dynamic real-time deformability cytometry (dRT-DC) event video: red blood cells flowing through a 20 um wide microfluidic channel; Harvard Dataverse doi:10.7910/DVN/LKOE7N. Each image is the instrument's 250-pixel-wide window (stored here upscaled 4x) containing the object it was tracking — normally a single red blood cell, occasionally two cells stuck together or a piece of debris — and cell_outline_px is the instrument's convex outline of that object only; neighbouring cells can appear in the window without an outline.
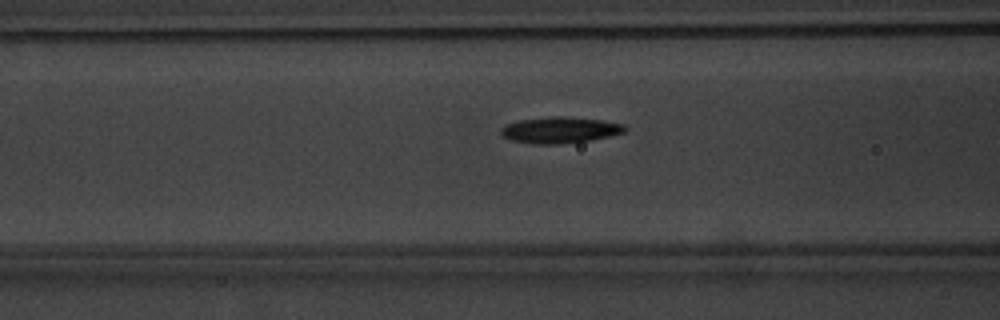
{"species": "common noctule bat (a hibernating species)", "species_latin": "Nyctalus noctula", "temperature_condition": "warm", "stored_images_in_passage": 56, "camera_frame_rate_fps": 3000, "um_per_image_px": 0.085, "animal": {"sex": "male", "body_mass_g": 20.1, "forearm_length_mm": 53.5}, "frame": {"image": 1, "passage_image": 24, "time_ms": 7.667, "image_size_px": [1000, 320], "cell_outline_px": [[628, 128], [624, 132], [592, 140], [560, 144], [532, 144], [512, 140], [504, 136], [500, 132], [500, 128], [504, 124], [520, 120], [552, 116], [568, 116], [600, 120], [624, 124]], "centroid_in_image_um": [47.58, 11.05], "position_along_channel_um": 119.0, "area_um2": 19.02}}
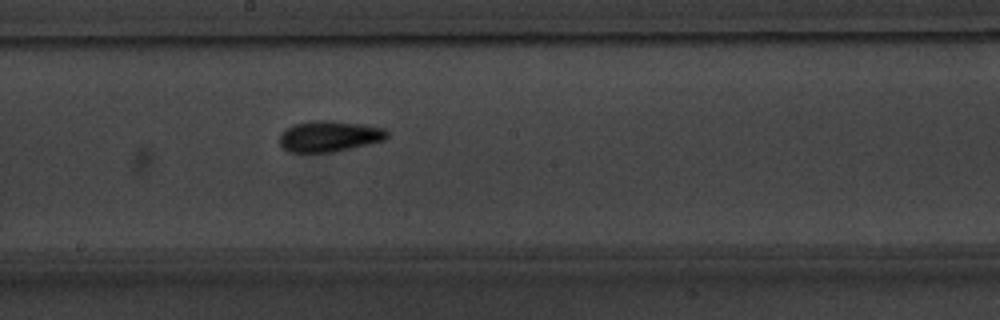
{"frame": {"image": 2, "passage_image": 32, "time_ms": 10.333, "image_size_px": [1000, 320], "cell_outline_px": [[388, 136], [384, 140], [352, 148], [332, 152], [288, 152], [280, 144], [280, 132], [296, 124], [312, 120], [332, 120], [364, 124], [384, 128], [388, 132]], "centroid_in_image_um": [28.0, 11.57], "position_along_channel_um": 220.2, "area_um2": 19.42}}
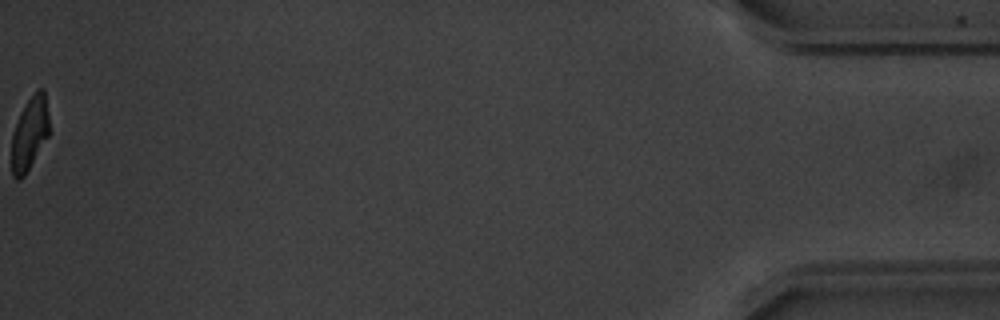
{"frame": {"image": 3, "passage_image": 56, "time_ms": 18.333, "image_size_px": [1000, 320], "cell_outline_px": [[48, 136], [24, 176], [20, 180], [16, 180], [12, 176], [12, 132], [20, 112], [36, 88], [44, 88], [48, 116]], "centroid_in_image_um": [2.5, 11.33], "position_along_channel_um": 432.7, "area_um2": 15.9}, "authors_computed_cell_mechanics": {"area_um2": 17.6579, "velocity_mm_per_s": 3.791, "shape_relaxation_time_tau1_ms": 3.0007, "shape_relaxation_time_tau2_ms": 3.3683, "deformation_change_tau1": 0.1584, "deformation_change_tau2": 0.0857}}